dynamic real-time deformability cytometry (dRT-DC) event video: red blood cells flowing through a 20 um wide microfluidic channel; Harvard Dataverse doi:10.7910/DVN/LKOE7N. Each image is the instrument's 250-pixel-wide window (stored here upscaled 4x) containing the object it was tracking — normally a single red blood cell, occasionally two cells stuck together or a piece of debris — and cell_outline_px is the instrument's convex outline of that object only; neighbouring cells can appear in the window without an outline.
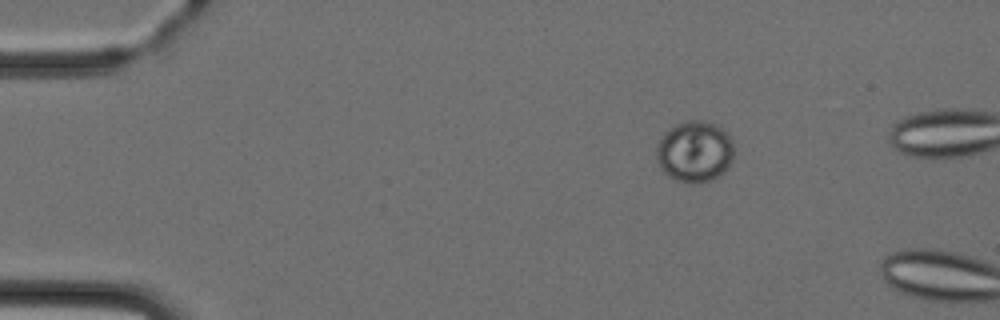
{"species": "Egyptian fruit bat (a non-hibernating species)", "species_latin": "Rousettus aegyptiacus", "temperature_condition": "cold", "stored_images_in_passage": 3, "camera_frame_rate_fps": 3000, "um_per_image_px": 0.085, "animal": {"sex": "female"}, "frame": {"image": 1, "passage_image": 1, "time_ms": 0.0, "image_size_px": [1000, 320], "cell_outline_px": [[732, 160], [728, 168], [724, 172], [712, 180], [692, 184], [676, 180], [668, 176], [660, 168], [656, 160], [656, 144], [664, 132], [676, 124], [684, 120], [704, 120], [716, 124], [728, 132], [732, 140]], "centroid_in_image_um": [59.03, 12.87], "position_along_channel_um": 26.0, "area_um2": 28.15}}